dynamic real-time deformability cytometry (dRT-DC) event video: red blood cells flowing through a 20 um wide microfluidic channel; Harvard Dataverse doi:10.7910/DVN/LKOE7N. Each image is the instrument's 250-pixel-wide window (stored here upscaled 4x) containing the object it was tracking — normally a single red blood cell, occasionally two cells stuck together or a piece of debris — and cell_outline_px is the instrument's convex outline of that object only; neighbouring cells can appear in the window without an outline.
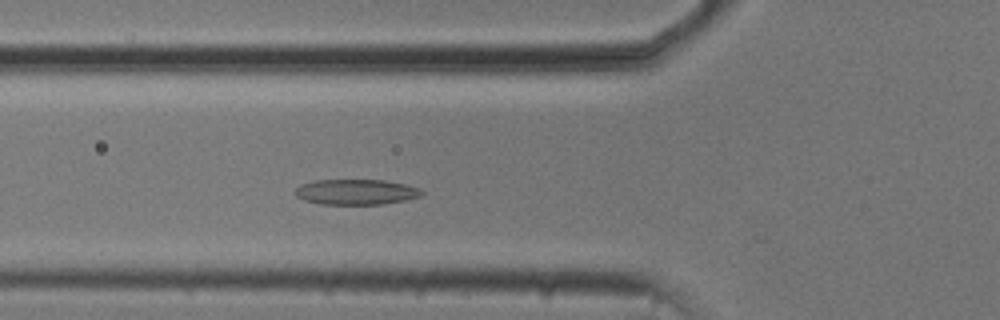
{"species": "common noctule bat (a hibernating species)", "species_latin": "Nyctalus noctula", "temperature_condition": "cold", "stored_images_in_passage": 15, "camera_frame_rate_fps": 3000, "um_per_image_px": 0.085, "animal": {"sex": "male", "body_mass_g": 20.5, "forearm_length_mm": 52.5}, "frame": {"image": 1, "passage_image": 5, "time_ms": 1.333, "image_size_px": [1000, 320], "cell_outline_px": [[424, 192], [420, 196], [404, 200], [384, 204], [320, 204], [304, 200], [296, 196], [292, 192], [300, 184], [312, 180], [384, 180], [404, 184], [420, 188]], "centroid_in_image_um": [30.22, 16.31], "position_along_channel_um": 95.6, "area_um2": 18.84}}
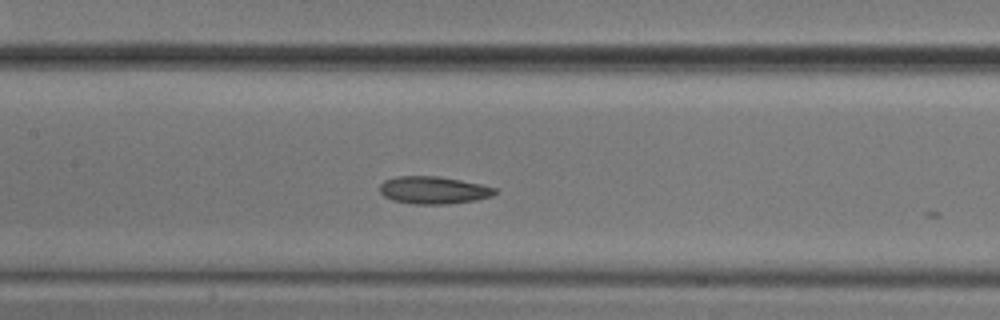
{"frame": {"image": 2, "passage_image": 11, "time_ms": 3.333, "image_size_px": [1000, 320], "cell_outline_px": [[496, 192], [492, 196], [476, 200], [444, 204], [412, 204], [392, 200], [384, 196], [380, 192], [380, 184], [384, 180], [396, 176], [440, 176], [480, 184], [496, 188]], "centroid_in_image_um": [36.82, 16.16], "position_along_channel_um": 170.6, "area_um2": 18.44}}
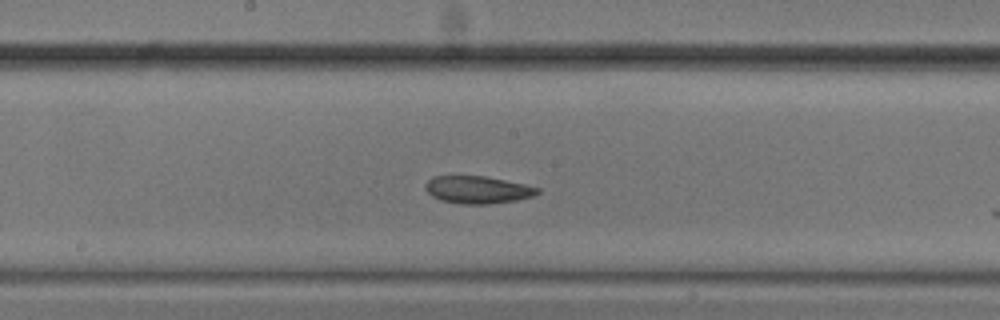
{"frame": {"image": 3, "passage_image": 14, "time_ms": 4.333, "image_size_px": [1000, 320], "cell_outline_px": [[540, 192], [532, 196], [516, 200], [488, 204], [460, 204], [440, 200], [432, 196], [424, 188], [424, 184], [432, 176], [484, 176], [524, 184], [540, 188]], "centroid_in_image_um": [40.56, 16.13], "position_along_channel_um": 207.6, "area_um2": 17.92}}